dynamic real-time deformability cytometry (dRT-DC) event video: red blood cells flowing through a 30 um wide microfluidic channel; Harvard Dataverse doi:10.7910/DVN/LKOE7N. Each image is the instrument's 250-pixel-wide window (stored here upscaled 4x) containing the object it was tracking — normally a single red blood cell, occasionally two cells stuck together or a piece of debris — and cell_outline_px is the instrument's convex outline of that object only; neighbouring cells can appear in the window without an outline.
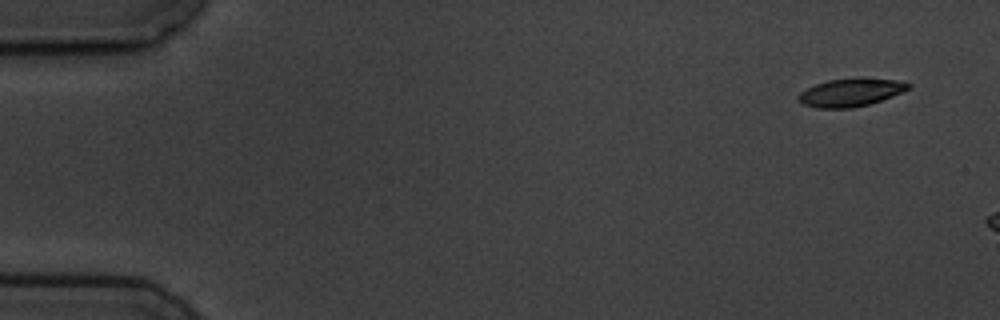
{"species": "common noctule bat (a hibernating species)", "species_latin": "Nyctalus noctula", "temperature_condition": "cold", "stored_images_in_passage": 2, "camera_frame_rate_fps": 3000, "um_per_image_px": 0.085, "animal": {"sex": "male", "body_mass_g": 19.5, "forearm_length_mm": 54.6}, "frame": {"image": 1, "passage_image": 1, "time_ms": 0.0, "image_size_px": [1000, 320], "cell_outline_px": [[912, 88], [892, 96], [868, 104], [852, 108], [816, 108], [804, 104], [796, 96], [800, 92], [816, 84], [828, 80], [860, 76], [896, 80], [912, 84]], "centroid_in_image_um": [72.34, 7.83], "position_along_channel_um": 12.7, "area_um2": 18.15}}